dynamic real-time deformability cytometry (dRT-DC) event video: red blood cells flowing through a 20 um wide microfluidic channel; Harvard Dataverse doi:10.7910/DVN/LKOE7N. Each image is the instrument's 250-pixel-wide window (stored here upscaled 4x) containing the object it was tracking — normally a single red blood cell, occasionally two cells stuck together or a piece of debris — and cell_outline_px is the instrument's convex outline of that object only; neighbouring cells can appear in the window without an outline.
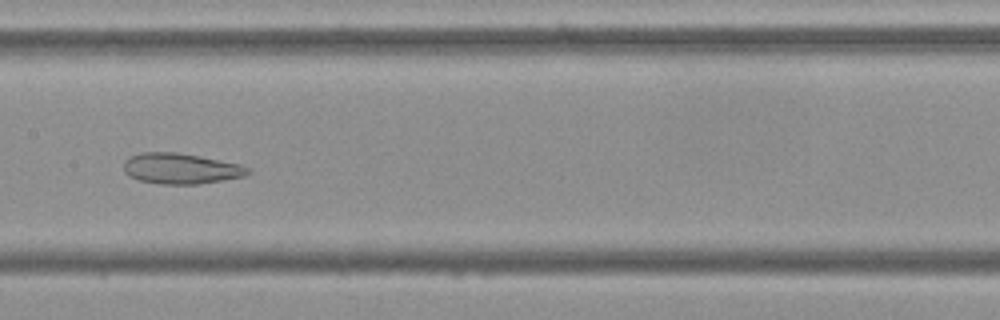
{"species": "Egyptian fruit bat (a non-hibernating species)", "species_latin": "Rousettus aegyptiacus", "temperature_condition": "cold", "stored_images_in_passage": 53, "camera_frame_rate_fps": 3000, "um_per_image_px": 0.085, "frame": {"image": 1, "passage_image": 26, "time_ms": 8.333, "image_size_px": [1000, 320], "cell_outline_px": [[252, 168], [244, 176], [196, 184], [160, 184], [140, 180], [128, 176], [124, 172], [124, 160], [128, 156], [140, 152], [176, 152], [200, 156], [240, 164]], "centroid_in_image_um": [15.32, 14.31], "position_along_channel_um": 192.1, "area_um2": 22.2}}
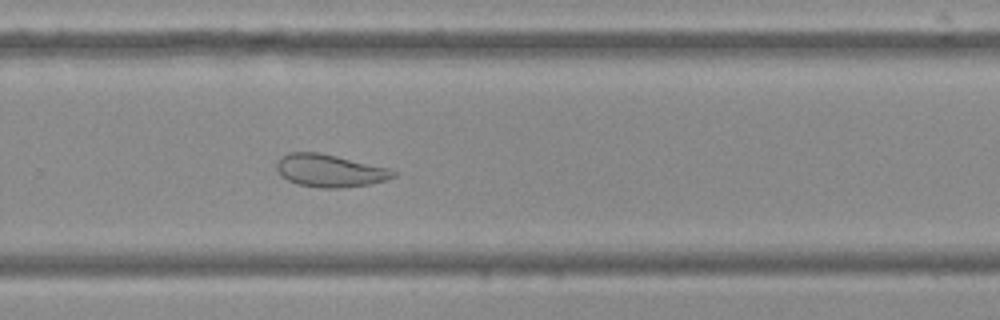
{"frame": {"image": 2, "passage_image": 35, "time_ms": 11.333, "image_size_px": [1000, 320], "cell_outline_px": [[396, 176], [388, 180], [368, 184], [344, 188], [320, 188], [296, 184], [280, 176], [276, 168], [276, 160], [280, 156], [288, 152], [320, 152], [388, 168], [396, 172]], "centroid_in_image_um": [27.98, 14.5], "position_along_channel_um": 301.8, "area_um2": 22.43}}
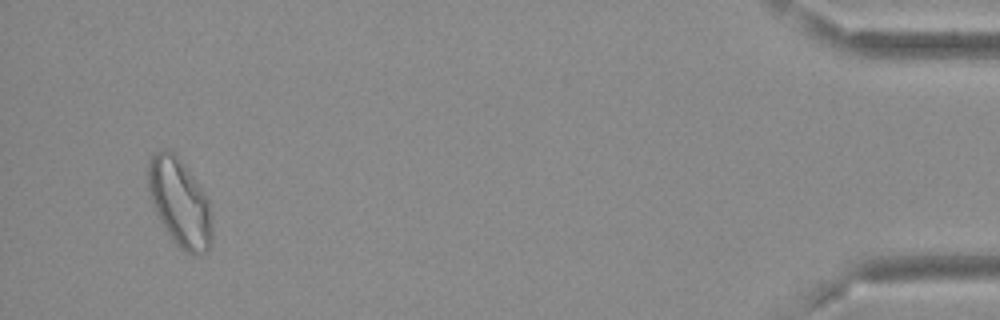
{"frame": {"image": 3, "passage_image": 51, "time_ms": 16.667, "image_size_px": [1000, 320], "cell_outline_px": [[212, 240], [208, 248], [200, 256], [196, 256], [184, 252], [172, 240], [160, 220], [156, 212], [148, 188], [148, 160], [160, 148], [168, 148], [180, 160], [204, 192], [208, 200], [212, 220]], "centroid_in_image_um": [15.28, 17.24], "position_along_channel_um": 419.9, "area_um2": 32.6}, "authors_computed_cell_mechanics": {"area_um2": 28.2642, "velocity_mm_per_s": 3.6684, "shape_relaxation_time_tau1_ms": null, "shape_relaxation_time_tau2_ms": 2.1862, "deformation_change_tau1": null, "deformation_change_tau2": 0.0873}}